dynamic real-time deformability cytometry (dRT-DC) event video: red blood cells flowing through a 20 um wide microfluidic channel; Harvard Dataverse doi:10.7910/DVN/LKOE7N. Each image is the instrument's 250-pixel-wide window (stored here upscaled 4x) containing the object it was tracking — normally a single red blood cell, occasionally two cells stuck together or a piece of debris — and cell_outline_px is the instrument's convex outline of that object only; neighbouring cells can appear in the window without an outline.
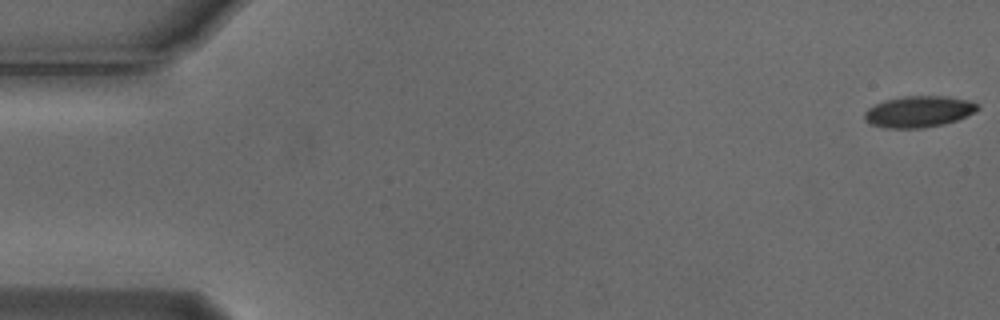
{"species": "Egyptian fruit bat (a non-hibernating species)", "species_latin": "Rousettus aegyptiacus", "temperature_condition": "cold", "stored_images_in_passage": 55, "camera_frame_rate_fps": 3000, "um_per_image_px": 0.085, "animal": {"sex": "male"}, "frame": {"image": 1, "passage_image": 1, "time_ms": 0.0, "image_size_px": [1000, 320], "cell_outline_px": [[980, 108], [976, 112], [956, 120], [944, 124], [920, 128], [888, 128], [868, 124], [864, 120], [864, 112], [868, 108], [884, 100], [904, 96], [948, 96], [972, 100], [980, 104]], "centroid_in_image_um": [78.12, 9.48], "position_along_channel_um": 6.9, "area_um2": 20.92}}
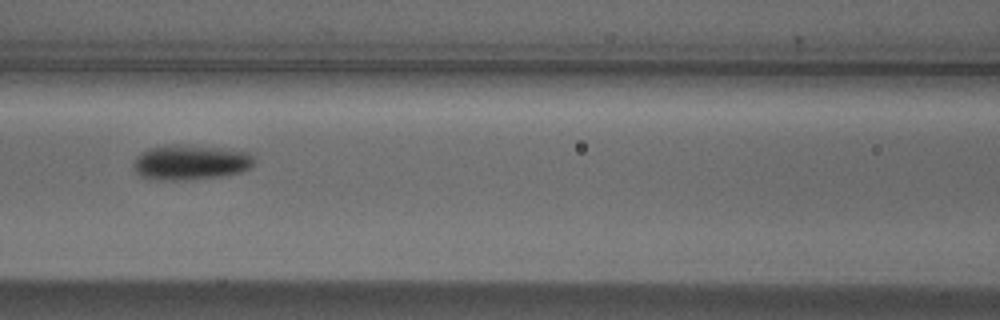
{"frame": {"image": 2, "passage_image": 24, "time_ms": 7.667, "image_size_px": [1000, 320], "cell_outline_px": [[256, 164], [240, 172], [220, 176], [184, 180], [148, 180], [140, 176], [132, 168], [132, 164], [136, 156], [140, 152], [148, 148], [164, 144], [180, 144], [228, 148], [248, 152], [256, 160]], "centroid_in_image_um": [16.14, 13.78], "position_along_channel_um": 150.5, "area_um2": 25.32}}
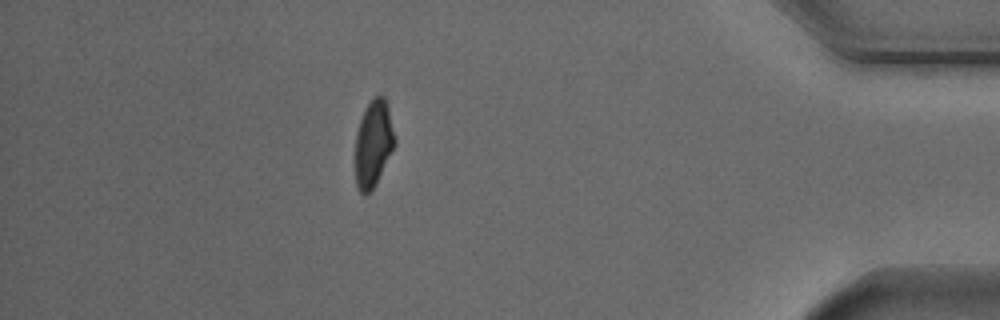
{"frame": {"image": 3, "passage_image": 48, "time_ms": 15.667, "image_size_px": [1000, 320], "cell_outline_px": [[396, 144], [376, 184], [364, 196], [360, 192], [356, 184], [356, 132], [364, 108], [372, 96], [384, 96], [388, 104], [396, 140]], "centroid_in_image_um": [31.75, 12.16], "position_along_channel_um": 403.4, "area_um2": 20.11}, "authors_computed_cell_mechanics": {"area_um2": 21.5016, "velocity_mm_per_s": 3.7759, "shape_relaxation_time_tau1_ms": 2.4892, "shape_relaxation_time_tau2_ms": null, "deformation_change_tau1": 0.1161, "deformation_change_tau2": null}}